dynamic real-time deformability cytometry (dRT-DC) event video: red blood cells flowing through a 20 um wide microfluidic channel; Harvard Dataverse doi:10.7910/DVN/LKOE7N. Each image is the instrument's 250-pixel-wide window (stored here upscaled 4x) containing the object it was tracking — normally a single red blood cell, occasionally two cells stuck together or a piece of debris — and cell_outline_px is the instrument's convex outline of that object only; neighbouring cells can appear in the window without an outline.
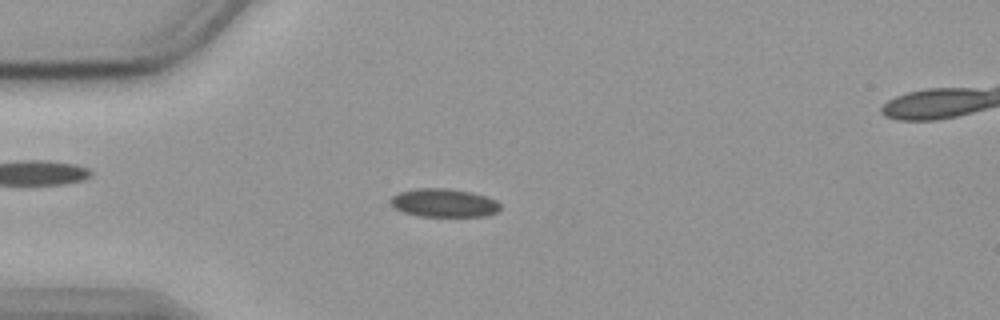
{"species": "common noctule bat (a hibernating species)", "species_latin": "Nyctalus noctula", "temperature_condition": "cold", "stored_images_in_passage": 50, "camera_frame_rate_fps": 3000, "um_per_image_px": 0.085, "animal": {"sex": "female", "body_mass_g": 19.9}, "frame": {"image": 1, "passage_image": 9, "time_ms": 2.667, "image_size_px": [1000, 320], "cell_outline_px": [[500, 212], [484, 216], [416, 216], [404, 212], [396, 208], [388, 200], [392, 196], [400, 192], [420, 188], [448, 188], [472, 192], [496, 200], [500, 204]], "centroid_in_image_um": [37.75, 17.25], "position_along_channel_um": 47.2, "area_um2": 18.15}}
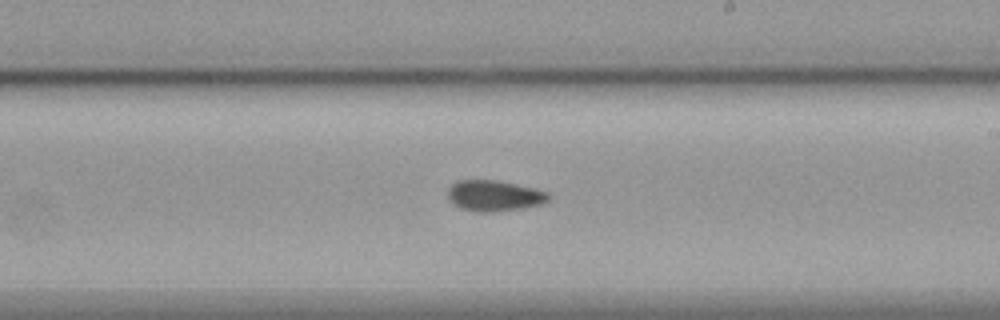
{"frame": {"image": 2, "passage_image": 27, "time_ms": 8.667, "image_size_px": [1000, 320], "cell_outline_px": [[552, 196], [548, 200], [540, 204], [520, 208], [492, 212], [476, 212], [460, 208], [452, 204], [448, 200], [448, 188], [456, 180], [496, 180], [536, 188], [548, 192]], "centroid_in_image_um": [41.98, 16.63], "position_along_channel_um": 247.0, "area_um2": 18.26}}
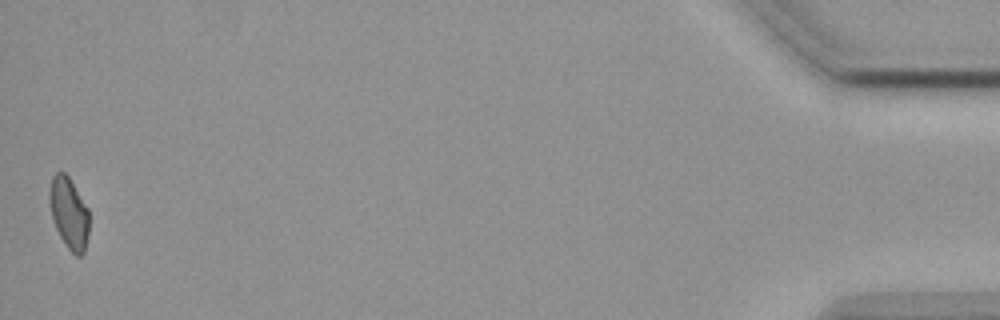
{"frame": {"image": 3, "passage_image": 50, "time_ms": 16.333, "image_size_px": [1000, 320], "cell_outline_px": [[88, 236], [84, 252], [80, 256], [76, 256], [68, 248], [60, 236], [52, 220], [48, 200], [48, 192], [52, 176], [56, 172], [64, 172], [68, 176], [88, 208]], "centroid_in_image_um": [5.84, 18.1], "position_along_channel_um": 429.4, "area_um2": 16.53}}